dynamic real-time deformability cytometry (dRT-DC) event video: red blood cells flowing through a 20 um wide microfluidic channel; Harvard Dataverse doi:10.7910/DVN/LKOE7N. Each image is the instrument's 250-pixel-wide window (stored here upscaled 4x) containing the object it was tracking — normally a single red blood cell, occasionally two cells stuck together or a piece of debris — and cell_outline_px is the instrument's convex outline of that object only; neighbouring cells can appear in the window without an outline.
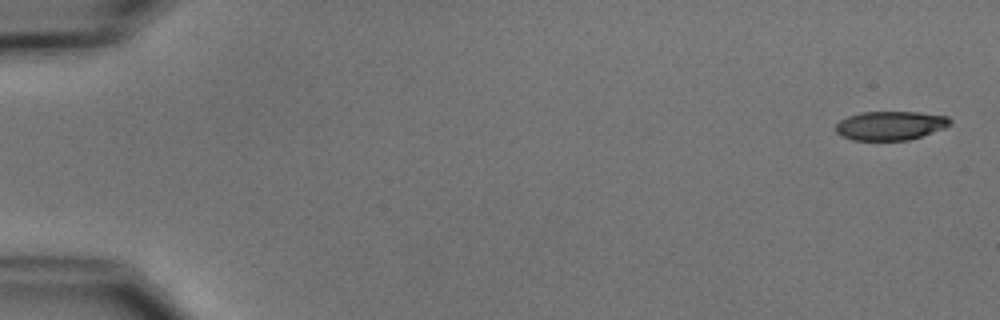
{"species": "common noctule bat (a hibernating species)", "species_latin": "Nyctalus noctula", "temperature_condition": "cold", "stored_images_in_passage": 8, "camera_frame_rate_fps": 3000, "um_per_image_px": 0.085, "animal": {"sex": "male", "body_mass_g": 15.6}, "frame": {"image": 1, "passage_image": 1, "time_ms": 0.0, "image_size_px": [1000, 320], "cell_outline_px": [[952, 124], [944, 128], [908, 140], [852, 140], [836, 132], [836, 124], [840, 120], [848, 116], [860, 112], [920, 112], [948, 116], [952, 120]], "centroid_in_image_um": [75.7, 10.66], "position_along_channel_um": 9.3, "area_um2": 19.25}}
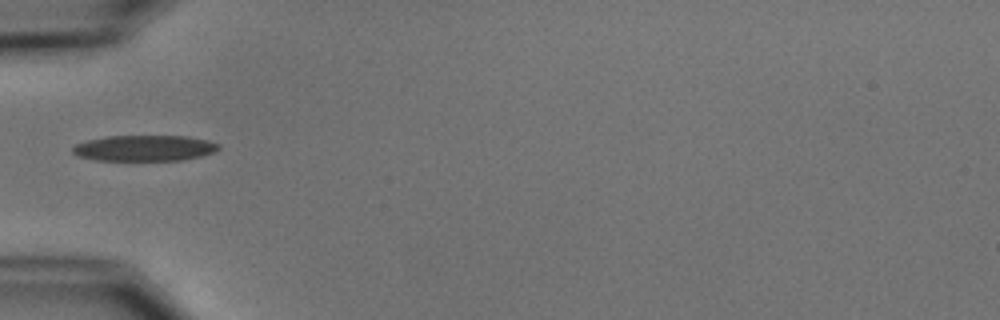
{"frame": {"image": 2, "passage_image": 5, "time_ms": 5.667, "image_size_px": [1000, 320], "cell_outline_px": [[220, 148], [212, 152], [200, 156], [180, 160], [96, 160], [80, 156], [72, 152], [72, 148], [76, 144], [88, 140], [108, 136], [184, 136], [208, 140], [220, 144]], "centroid_in_image_um": [12.28, 12.58], "position_along_channel_um": 72.7, "area_um2": 21.73}}